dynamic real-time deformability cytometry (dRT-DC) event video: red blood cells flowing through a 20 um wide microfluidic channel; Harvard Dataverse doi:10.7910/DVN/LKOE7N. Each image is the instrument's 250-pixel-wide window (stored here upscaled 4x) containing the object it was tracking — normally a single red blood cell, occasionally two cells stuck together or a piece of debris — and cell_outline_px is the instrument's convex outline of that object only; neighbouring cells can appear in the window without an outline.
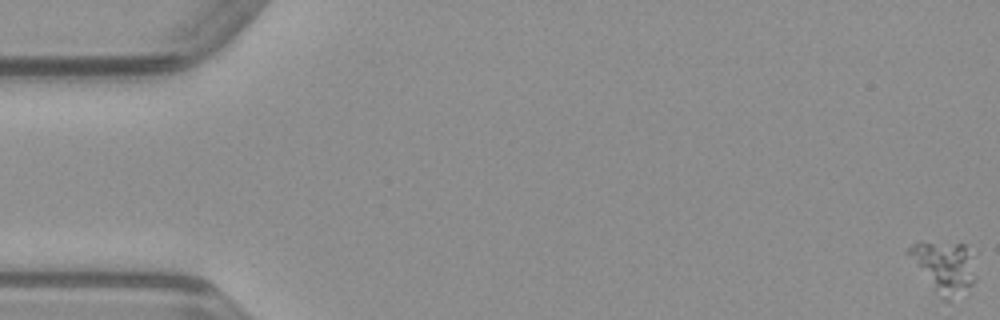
{"species": "common noctule bat (a hibernating species)", "species_latin": "Nyctalus noctula", "temperature_condition": "warm", "stored_images_in_passage": 2, "camera_frame_rate_fps": 3000, "um_per_image_px": 0.085, "animal": {"sex": "male", "body_mass_g": 23.1, "forearm_length_mm": 52.7}, "frame": {"image": 1, "passage_image": 1, "time_ms": 0.0, "image_size_px": [1000, 320], "cell_outline_px": [[976, 280], [968, 296], [948, 300], [944, 300], [940, 296], [904, 252], [912, 244], [920, 240], [964, 244], [976, 276]], "centroid_in_image_um": [80.25, 22.72], "position_along_channel_um": 4.7, "area_um2": 20.46}}